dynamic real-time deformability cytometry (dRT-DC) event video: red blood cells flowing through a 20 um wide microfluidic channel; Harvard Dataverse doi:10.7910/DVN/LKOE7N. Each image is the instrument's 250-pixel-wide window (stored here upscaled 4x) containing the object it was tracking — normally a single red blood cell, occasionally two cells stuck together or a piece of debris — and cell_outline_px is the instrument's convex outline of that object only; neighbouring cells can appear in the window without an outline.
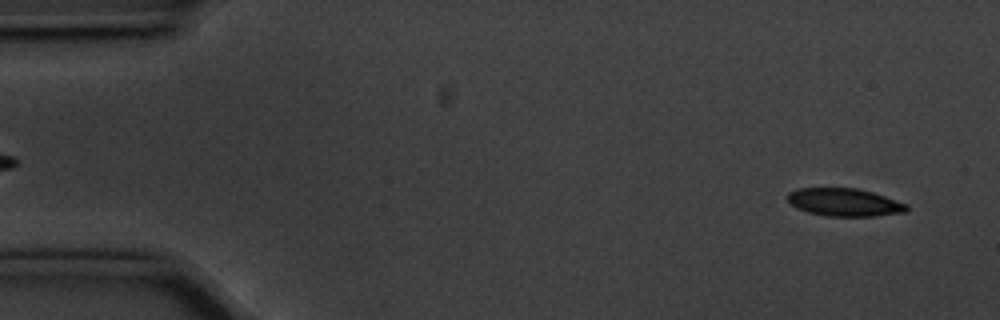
{"species": "common noctule bat (a hibernating species)", "species_latin": "Nyctalus noctula", "temperature_condition": "cold", "stored_images_in_passage": 55, "camera_frame_rate_fps": 3000, "um_per_image_px": 0.085, "animal": {"sex": "male", "body_mass_g": 20.1, "forearm_length_mm": 53.5}, "frame": {"image": 1, "passage_image": 3, "time_ms": 0.667, "image_size_px": [1000, 320], "cell_outline_px": [[908, 212], [876, 216], [828, 216], [808, 212], [796, 208], [788, 200], [788, 192], [796, 188], [856, 188], [872, 192], [908, 204]], "centroid_in_image_um": [71.79, 17.19], "position_along_channel_um": 13.2, "area_um2": 19.36}}
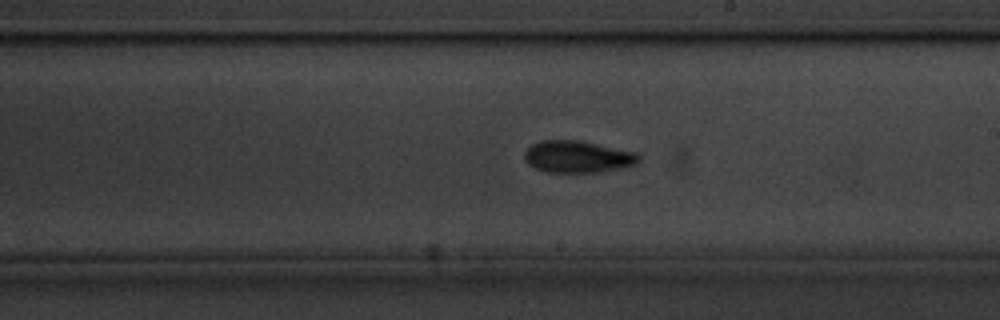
{"frame": {"image": 2, "passage_image": 31, "time_ms": 10.0, "image_size_px": [1000, 320], "cell_outline_px": [[640, 160], [636, 164], [620, 168], [600, 172], [544, 172], [528, 164], [524, 160], [524, 152], [532, 144], [540, 140], [580, 140], [636, 152], [640, 156]], "centroid_in_image_um": [49.09, 13.32], "position_along_channel_um": 239.9, "area_um2": 21.39}}
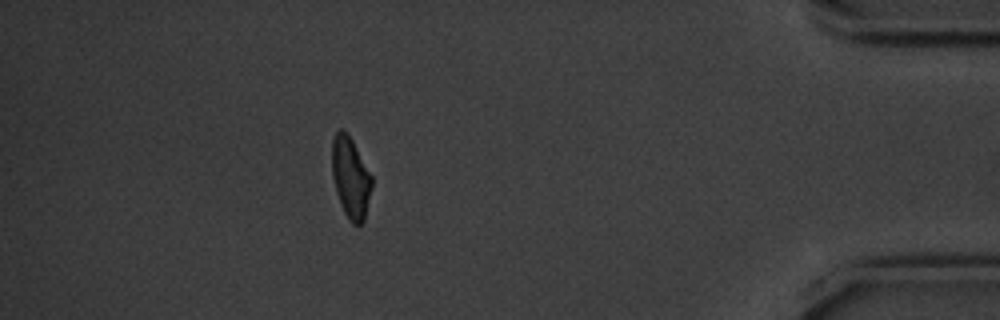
{"frame": {"image": 3, "passage_image": 49, "time_ms": 16.0, "image_size_px": [1000, 320], "cell_outline_px": [[372, 188], [364, 220], [360, 224], [352, 224], [348, 220], [340, 204], [336, 192], [332, 176], [332, 140], [336, 132], [340, 128], [344, 128], [348, 132], [372, 176]], "centroid_in_image_um": [29.79, 15.08], "position_along_channel_um": 405.4, "area_um2": 19.02}, "authors_computed_cell_mechanics": {"area_um2": 20.1722, "velocity_mm_per_s": 3.5643, "shape_relaxation_time_tau1_ms": 4.8518, "shape_relaxation_time_tau2_ms": 3.839, "deformation_change_tau1": 0.1263, "deformation_change_tau2": 0.1113}}